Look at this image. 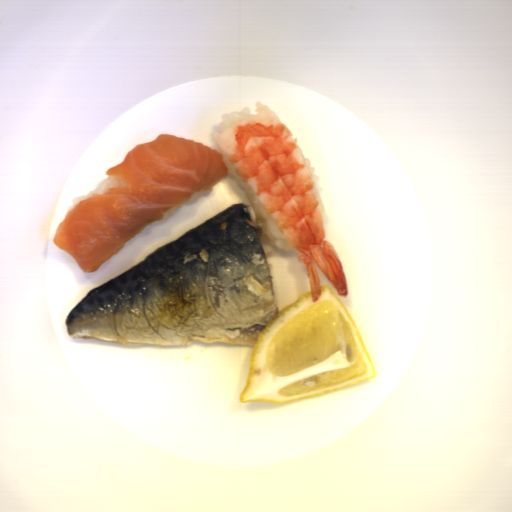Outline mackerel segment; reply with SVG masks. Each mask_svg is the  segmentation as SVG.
<instances>
[{"label":"mackerel segment","instance_id":"14911b7f","mask_svg":"<svg viewBox=\"0 0 512 512\" xmlns=\"http://www.w3.org/2000/svg\"><path fill=\"white\" fill-rule=\"evenodd\" d=\"M251 204L236 203L91 288L68 312L71 338L129 346H254L279 313Z\"/></svg>","mask_w":512,"mask_h":512}]
</instances>
